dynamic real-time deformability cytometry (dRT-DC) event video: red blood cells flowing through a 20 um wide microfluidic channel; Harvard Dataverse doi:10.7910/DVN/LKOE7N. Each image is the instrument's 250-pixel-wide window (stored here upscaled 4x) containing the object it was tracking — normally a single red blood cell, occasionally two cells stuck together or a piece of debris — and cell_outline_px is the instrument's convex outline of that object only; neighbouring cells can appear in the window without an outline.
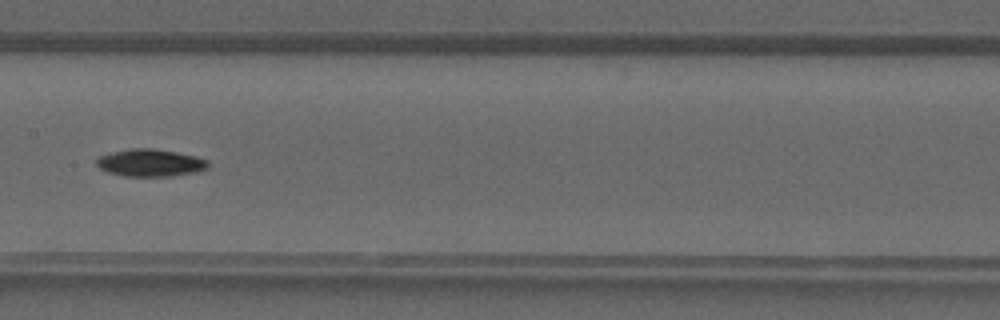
{"species": "common noctule bat (a hibernating species)", "species_latin": "Nyctalus noctula", "temperature_condition": "warm", "stored_images_in_passage": 41, "camera_frame_rate_fps": 3000, "um_per_image_px": 0.085, "animal": {"sex": "male", "forearm_length_mm": 52.5}, "frame": {"image": 1, "passage_image": 21, "time_ms": 6.667, "image_size_px": [1000, 320], "cell_outline_px": [[208, 168], [200, 172], [172, 176], [124, 176], [108, 172], [100, 168], [96, 164], [96, 160], [100, 156], [112, 152], [128, 148], [152, 148], [176, 152], [196, 156], [208, 160]], "centroid_in_image_um": [12.81, 13.84], "position_along_channel_um": 194.6, "area_um2": 17.92}}
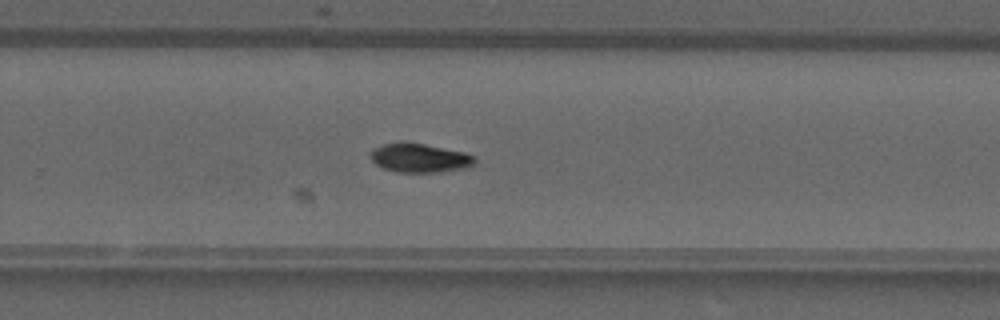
{"frame": {"image": 2, "passage_image": 27, "time_ms": 8.667, "image_size_px": [1000, 320], "cell_outline_px": [[476, 160], [472, 164], [464, 168], [440, 172], [396, 172], [384, 168], [376, 164], [372, 160], [372, 148], [384, 144], [424, 144], [464, 152], [476, 156]], "centroid_in_image_um": [35.7, 13.45], "position_along_channel_um": 294.1, "area_um2": 17.05}}
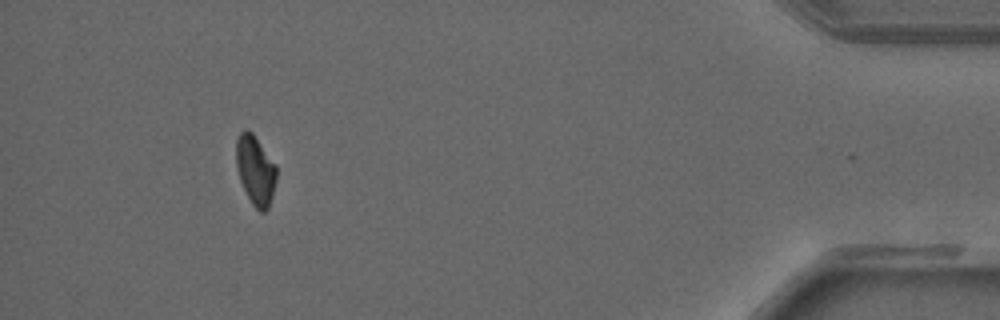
{"frame": {"image": 3, "passage_image": 38, "time_ms": 12.333, "image_size_px": [1000, 320], "cell_outline_px": [[276, 180], [272, 196], [268, 208], [264, 212], [260, 212], [252, 204], [240, 180], [236, 168], [236, 140], [240, 132], [252, 132], [276, 164]], "centroid_in_image_um": [21.71, 14.48], "position_along_channel_um": 413.5, "area_um2": 16.13}}